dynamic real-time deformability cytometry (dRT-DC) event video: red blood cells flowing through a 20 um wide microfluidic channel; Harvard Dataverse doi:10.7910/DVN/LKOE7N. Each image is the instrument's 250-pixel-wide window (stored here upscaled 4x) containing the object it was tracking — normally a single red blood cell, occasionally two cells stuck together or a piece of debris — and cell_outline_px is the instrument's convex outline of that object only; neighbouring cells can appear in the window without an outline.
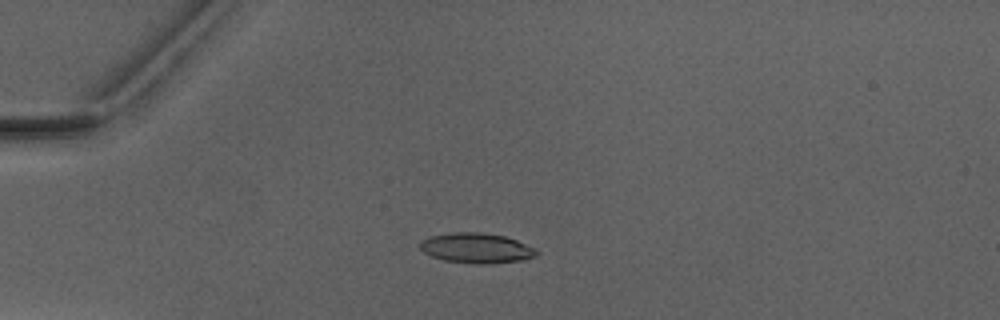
{"species": "Egyptian fruit bat (a non-hibernating species)", "species_latin": "Rousettus aegyptiacus", "temperature_condition": "warm", "stored_images_in_passage": 5, "camera_frame_rate_fps": 3000, "um_per_image_px": 0.085, "animal": {"sex": "male"}, "frame": {"image": 1, "passage_image": 3, "time_ms": 2.667, "image_size_px": [1000, 320], "cell_outline_px": [[540, 252], [536, 256], [524, 260], [488, 264], [476, 264], [444, 260], [432, 256], [424, 252], [420, 248], [420, 240], [428, 236], [452, 232], [480, 232], [504, 236], [516, 240], [536, 248]], "centroid_in_image_um": [40.51, 21.08], "position_along_channel_um": 44.5, "area_um2": 20.63}}
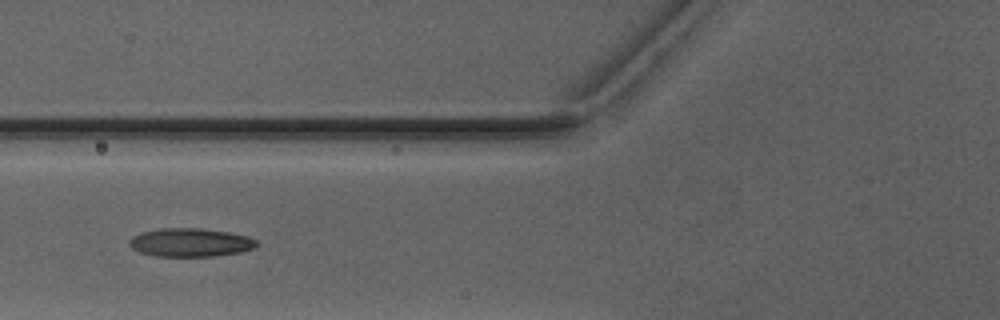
{"frame": {"image": 2, "passage_image": 5, "time_ms": 5.0, "image_size_px": [1000, 320], "cell_outline_px": [[256, 248], [240, 252], [212, 256], [156, 256], [140, 252], [132, 248], [128, 244], [128, 240], [132, 236], [144, 232], [160, 228], [200, 228], [228, 232], [248, 236], [256, 240]], "centroid_in_image_um": [16.17, 20.61], "position_along_channel_um": 109.6, "area_um2": 21.04}}